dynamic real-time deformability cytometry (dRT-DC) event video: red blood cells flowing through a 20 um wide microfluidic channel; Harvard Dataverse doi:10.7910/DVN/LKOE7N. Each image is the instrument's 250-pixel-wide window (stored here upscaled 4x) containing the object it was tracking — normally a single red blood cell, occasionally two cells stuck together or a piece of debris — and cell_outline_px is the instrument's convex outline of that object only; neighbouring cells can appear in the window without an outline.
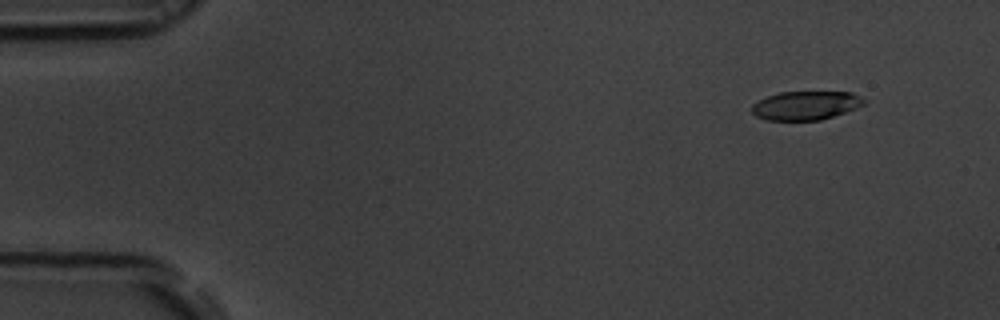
{"species": "common noctule bat (a hibernating species)", "species_latin": "Nyctalus noctula", "temperature_condition": "room temperature", "stored_images_in_passage": 11, "camera_frame_rate_fps": 3000, "um_per_image_px": 0.085, "animal": {"sex": "male", "body_mass_g": 19.5, "forearm_length_mm": 54.6}, "frame": {"image": 1, "passage_image": 5, "time_ms": 1.333, "image_size_px": [1000, 320], "cell_outline_px": [[864, 104], [856, 108], [820, 120], [764, 120], [756, 116], [752, 112], [752, 104], [768, 96], [780, 92], [852, 92], [860, 96], [864, 100]], "centroid_in_image_um": [68.47, 8.96], "position_along_channel_um": 16.5, "area_um2": 18.61}}